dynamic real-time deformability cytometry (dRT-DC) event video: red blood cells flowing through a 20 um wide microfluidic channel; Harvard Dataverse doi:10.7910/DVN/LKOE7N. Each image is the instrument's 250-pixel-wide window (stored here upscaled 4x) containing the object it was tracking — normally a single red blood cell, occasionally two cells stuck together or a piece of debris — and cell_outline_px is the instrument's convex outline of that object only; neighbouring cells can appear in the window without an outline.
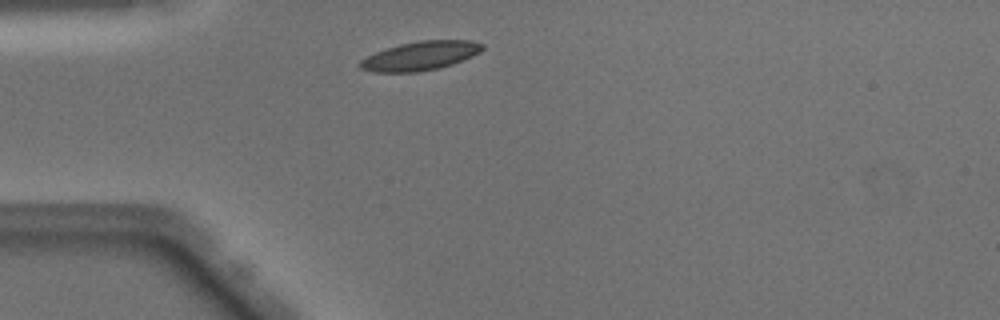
{"species": "Egyptian fruit bat (a non-hibernating species)", "species_latin": "Rousettus aegyptiacus", "temperature_condition": "warm", "stored_images_in_passage": 39, "camera_frame_rate_fps": 3000, "um_per_image_px": 0.085, "animal": {"sex": "male"}, "frame": {"image": 1, "passage_image": 3, "time_ms": 0.667, "image_size_px": [1000, 320], "cell_outline_px": [[484, 48], [480, 52], [472, 56], [452, 64], [436, 68], [416, 72], [372, 72], [360, 68], [360, 60], [376, 52], [400, 44], [420, 40], [468, 40], [484, 44]], "centroid_in_image_um": [35.74, 4.74], "position_along_channel_um": 49.3, "area_um2": 20.35}}
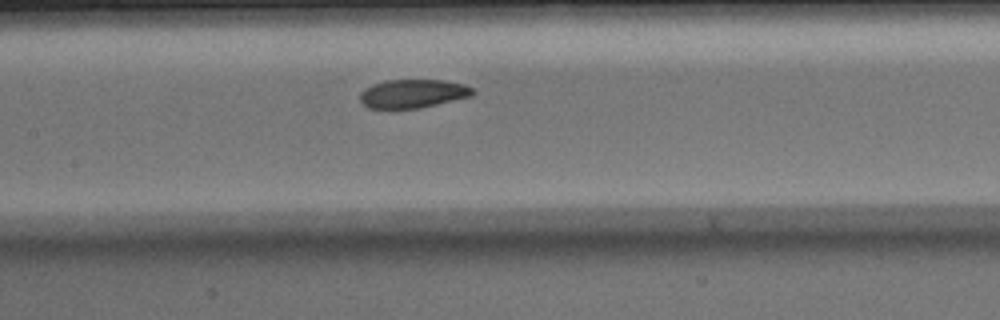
{"frame": {"image": 2, "passage_image": 13, "time_ms": 4.0, "image_size_px": [1000, 320], "cell_outline_px": [[476, 92], [472, 96], [420, 108], [396, 112], [388, 112], [368, 108], [360, 100], [360, 92], [364, 88], [372, 84], [384, 80], [444, 80], [464, 84], [472, 88]], "centroid_in_image_um": [35.02, 8.01], "position_along_channel_um": 172.4, "area_um2": 19.71}}
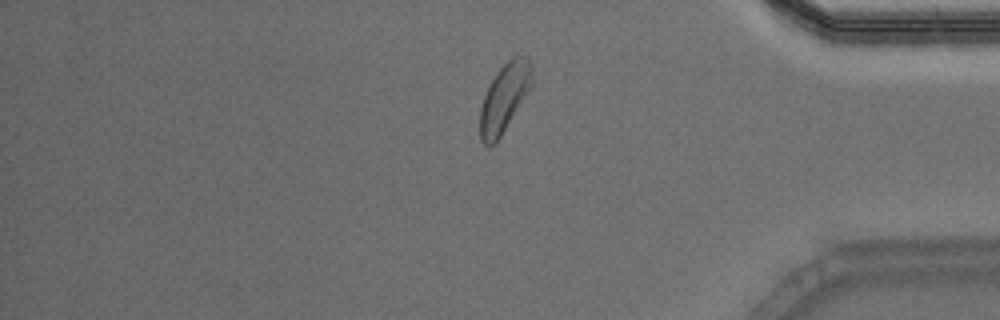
{"frame": {"image": 3, "passage_image": 31, "time_ms": 10.0, "image_size_px": [1000, 320], "cell_outline_px": [[532, 84], [528, 92], [496, 144], [484, 144], [480, 140], [480, 108], [484, 96], [496, 72], [512, 56], [528, 56], [532, 64]], "centroid_in_image_um": [42.88, 8.3], "position_along_channel_um": 392.3, "area_um2": 20.58}, "authors_computed_cell_mechanics": {"area_um2": 20.23, "velocity_mm_per_s": 4.0488, "shape_relaxation_time_tau1_ms": 3.1151, "shape_relaxation_time_tau2_ms": 4.0408, "deformation_change_tau1": 0.109, "deformation_change_tau2": 0.0974}}